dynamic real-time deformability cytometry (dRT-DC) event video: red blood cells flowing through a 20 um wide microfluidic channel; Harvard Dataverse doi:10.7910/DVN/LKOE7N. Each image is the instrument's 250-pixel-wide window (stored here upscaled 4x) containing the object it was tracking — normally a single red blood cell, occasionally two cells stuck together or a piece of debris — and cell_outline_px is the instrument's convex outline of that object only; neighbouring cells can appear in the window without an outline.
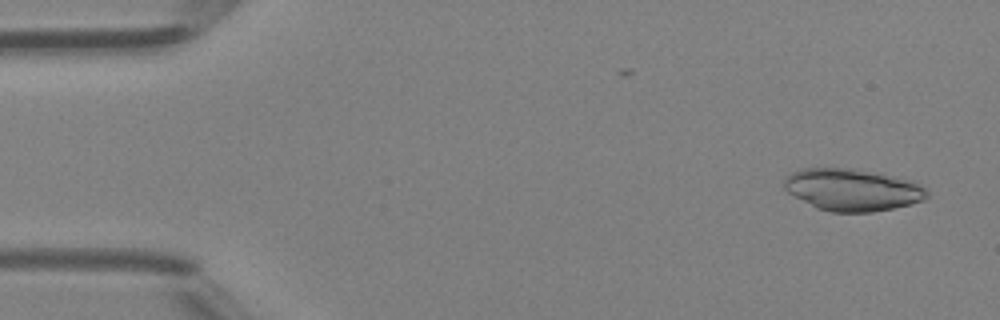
{"species": "Egyptian fruit bat (a non-hibernating species)", "species_latin": "Rousettus aegyptiacus", "temperature_condition": "room temperature", "stored_images_in_passage": 47, "camera_frame_rate_fps": 3000, "um_per_image_px": 0.085, "animal": {"sex": "female"}, "frame": {"image": 1, "passage_image": 3, "time_ms": 0.667, "image_size_px": [1000, 320], "cell_outline_px": [[928, 196], [924, 200], [912, 204], [872, 212], [828, 212], [816, 208], [788, 192], [784, 188], [784, 176], [800, 168], [856, 168], [884, 172], [916, 180], [928, 192]], "centroid_in_image_um": [72.5, 16.1], "position_along_channel_um": 12.5, "area_um2": 35.84}}
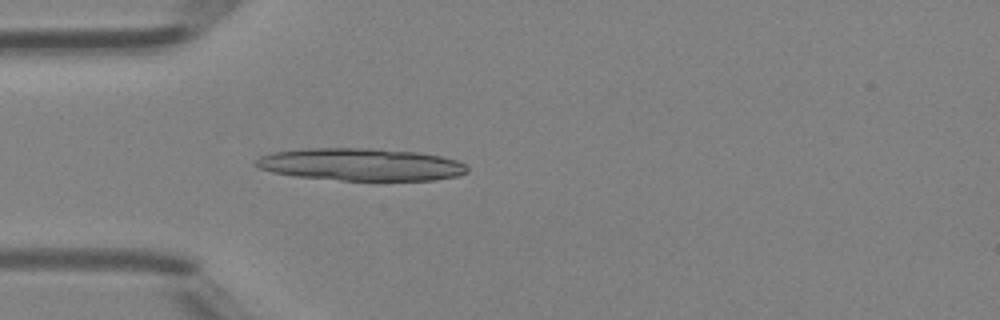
{"frame": {"image": 2, "passage_image": 14, "time_ms": 4.333, "image_size_px": [1000, 320], "cell_outline_px": [[468, 172], [456, 176], [436, 180], [340, 180], [296, 176], [272, 172], [260, 168], [252, 164], [260, 156], [272, 152], [304, 148], [376, 148], [420, 152], [440, 156], [456, 160], [464, 164], [468, 168]], "centroid_in_image_um": [30.66, 13.97], "position_along_channel_um": 54.3, "area_um2": 40.11}}